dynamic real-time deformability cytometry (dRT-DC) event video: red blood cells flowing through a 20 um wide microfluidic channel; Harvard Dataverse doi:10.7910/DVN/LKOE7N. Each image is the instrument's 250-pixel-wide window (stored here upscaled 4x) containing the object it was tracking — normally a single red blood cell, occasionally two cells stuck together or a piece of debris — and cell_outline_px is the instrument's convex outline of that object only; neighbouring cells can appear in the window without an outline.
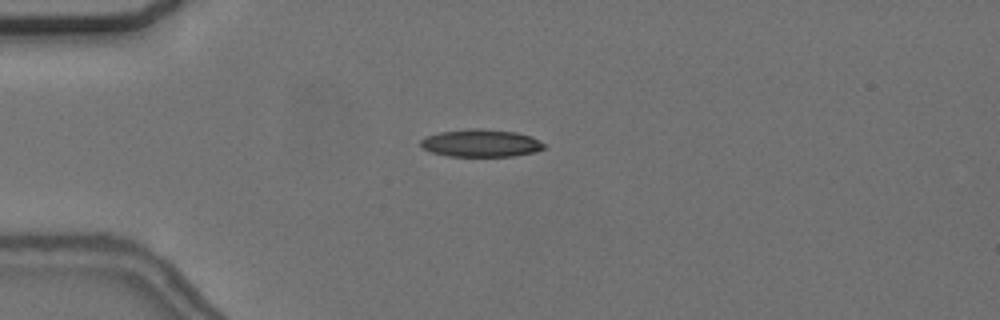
{"species": "common noctule bat (a hibernating species)", "species_latin": "Nyctalus noctula", "temperature_condition": "cold", "stored_images_in_passage": 44, "camera_frame_rate_fps": 3000, "um_per_image_px": 0.085, "animal": {"sex": "female", "body_mass_g": 24.6, "forearm_length_mm": 56.2}, "frame": {"image": 1, "passage_image": 2, "time_ms": 0.333, "image_size_px": [1000, 320], "cell_outline_px": [[548, 144], [544, 148], [536, 152], [512, 156], [448, 156], [432, 152], [424, 148], [420, 144], [420, 140], [424, 136], [440, 132], [468, 128], [484, 128], [516, 132], [532, 136]], "centroid_in_image_um": [40.92, 12.15], "position_along_channel_um": 44.1, "area_um2": 20.11}}
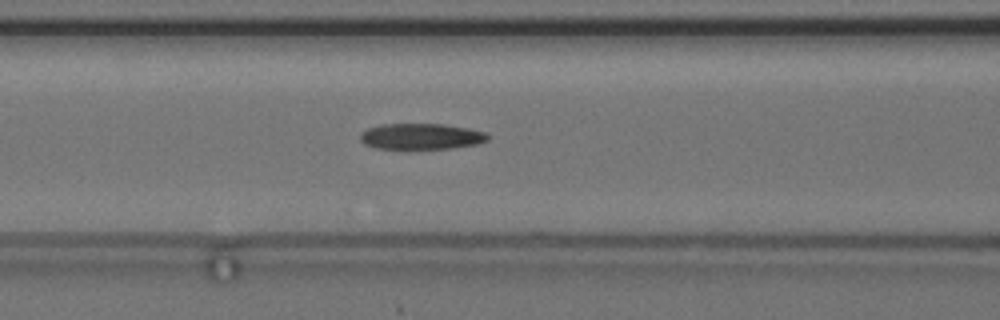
{"frame": {"image": 2, "passage_image": 11, "time_ms": 3.333, "image_size_px": [1000, 320], "cell_outline_px": [[488, 140], [476, 144], [452, 148], [404, 152], [376, 148], [364, 144], [360, 140], [360, 132], [368, 128], [384, 124], [444, 124], [468, 128], [484, 132], [488, 136]], "centroid_in_image_um": [35.73, 11.65], "position_along_channel_um": 130.9, "area_um2": 20.17}}
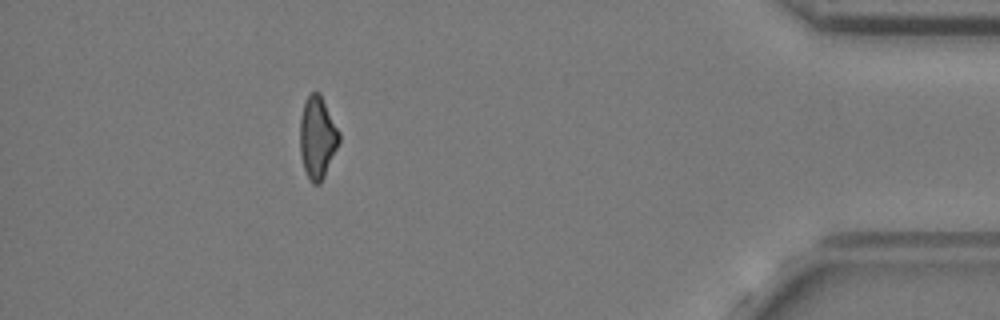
{"frame": {"image": 3, "passage_image": 38, "time_ms": 12.333, "image_size_px": [1000, 320], "cell_outline_px": [[340, 140], [324, 176], [320, 184], [312, 184], [308, 180], [304, 168], [300, 152], [300, 120], [304, 100], [312, 92], [320, 92], [340, 132]], "centroid_in_image_um": [26.97, 11.67], "position_along_channel_um": 408.2, "area_um2": 18.79}, "authors_computed_cell_mechanics": {"area_um2": 19.7387, "velocity_mm_per_s": 3.6685, "shape_relaxation_time_tau1_ms": 4.964, "shape_relaxation_time_tau2_ms": 7.7889, "deformation_change_tau1": 0.1537, "deformation_change_tau2": 0.2061}}